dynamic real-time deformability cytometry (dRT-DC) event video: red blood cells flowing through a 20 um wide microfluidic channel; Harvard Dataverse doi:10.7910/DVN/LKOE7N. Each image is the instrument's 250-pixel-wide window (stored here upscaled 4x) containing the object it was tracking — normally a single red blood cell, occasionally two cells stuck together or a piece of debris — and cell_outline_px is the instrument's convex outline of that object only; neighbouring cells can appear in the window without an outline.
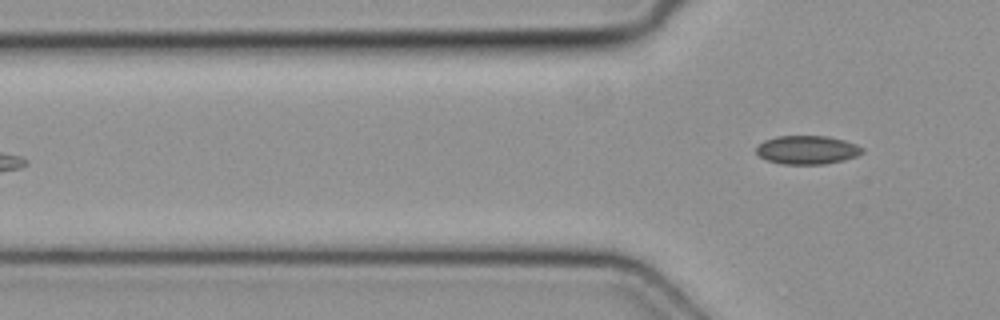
{"species": "common noctule bat (a hibernating species)", "species_latin": "Nyctalus noctula", "temperature_condition": "cold", "stored_images_in_passage": 4, "camera_frame_rate_fps": 3000, "um_per_image_px": 0.085, "animal": {"sex": "female", "body_mass_g": 19.3, "forearm_length_mm": 54.1}, "frame": {"image": 1, "passage_image": 4, "time_ms": 1.0, "image_size_px": [1000, 320], "cell_outline_px": [[864, 152], [856, 156], [844, 160], [824, 164], [784, 164], [768, 160], [760, 156], [756, 152], [756, 148], [764, 140], [776, 136], [828, 136], [844, 140], [856, 144], [864, 148]], "centroid_in_image_um": [68.64, 12.73], "position_along_channel_um": 57.2, "area_um2": 17.63}}